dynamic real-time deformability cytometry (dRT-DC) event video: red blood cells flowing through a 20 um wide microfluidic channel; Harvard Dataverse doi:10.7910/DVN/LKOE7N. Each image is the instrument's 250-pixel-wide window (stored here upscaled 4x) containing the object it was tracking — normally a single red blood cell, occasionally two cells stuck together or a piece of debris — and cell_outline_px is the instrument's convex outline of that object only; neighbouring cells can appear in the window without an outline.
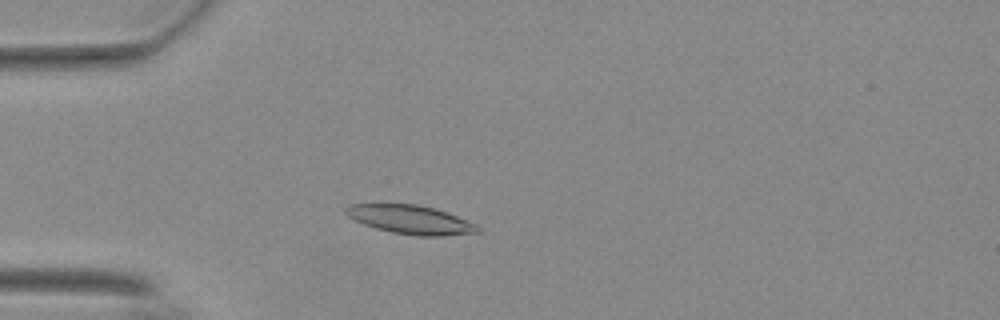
{"species": "Egyptian fruit bat (a non-hibernating species)", "species_latin": "Rousettus aegyptiacus", "temperature_condition": "warm", "stored_images_in_passage": 53, "camera_frame_rate_fps": 3000, "um_per_image_px": 0.085, "animal": {"sex": "female"}, "frame": {"image": 1, "passage_image": 13, "time_ms": 4.0, "image_size_px": [1000, 320], "cell_outline_px": [[480, 232], [440, 236], [416, 236], [392, 232], [376, 228], [364, 224], [348, 216], [344, 212], [344, 208], [352, 204], [416, 204], [432, 208], [456, 216], [476, 224], [480, 228]], "centroid_in_image_um": [34.88, 18.67], "position_along_channel_um": 50.1, "area_um2": 21.79}}
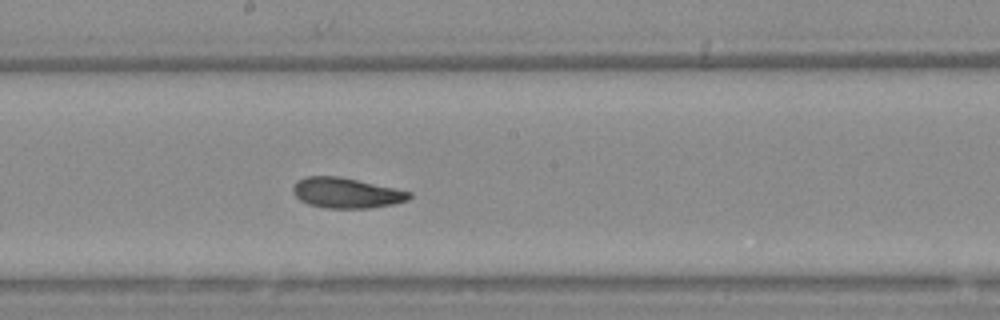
{"frame": {"image": 2, "passage_image": 28, "time_ms": 9.0, "image_size_px": [1000, 320], "cell_outline_px": [[412, 196], [408, 200], [392, 204], [372, 208], [324, 208], [308, 204], [300, 200], [292, 192], [292, 188], [296, 180], [304, 176], [340, 176], [412, 192]], "centroid_in_image_um": [29.4, 16.39], "position_along_channel_um": 218.8, "area_um2": 20.69}}
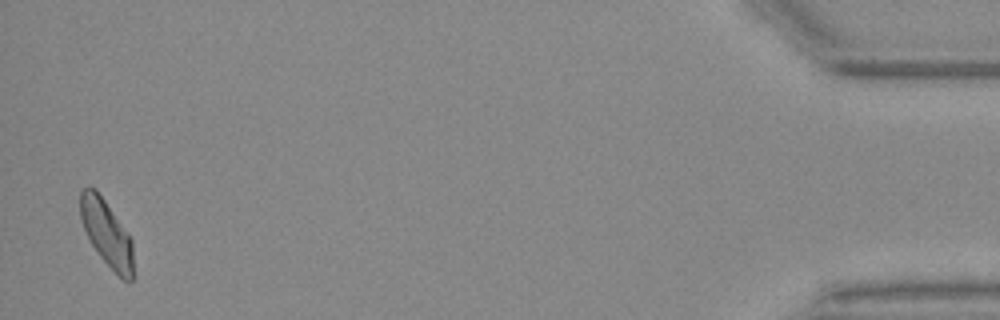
{"frame": {"image": 3, "passage_image": 52, "time_ms": 17.0, "image_size_px": [1000, 320], "cell_outline_px": [[132, 280], [124, 280], [100, 256], [92, 244], [84, 228], [80, 216], [80, 192], [88, 184], [104, 200], [132, 240]], "centroid_in_image_um": [9.04, 19.8], "position_along_channel_um": 426.2, "area_um2": 19.59}, "authors_computed_cell_mechanics": {"area_um2": 20.9236, "velocity_mm_per_s": 3.6707, "shape_relaxation_time_tau1_ms": 6.6865, "shape_relaxation_time_tau2_ms": 2.6089, "deformation_change_tau1": 0.1771, "deformation_change_tau2": 0.0857}}